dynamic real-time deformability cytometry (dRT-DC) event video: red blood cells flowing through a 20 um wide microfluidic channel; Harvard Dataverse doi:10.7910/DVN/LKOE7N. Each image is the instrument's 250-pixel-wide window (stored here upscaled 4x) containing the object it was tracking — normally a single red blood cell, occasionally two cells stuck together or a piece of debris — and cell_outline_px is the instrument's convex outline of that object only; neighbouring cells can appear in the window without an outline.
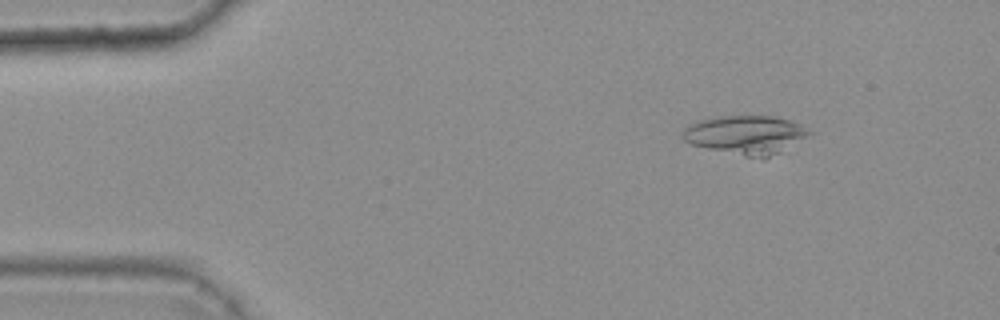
{"species": "common noctule bat (a hibernating species)", "species_latin": "Nyctalus noctula", "temperature_condition": "warm", "stored_images_in_passage": 48, "camera_frame_rate_fps": 3000, "um_per_image_px": 0.085, "animal": {"sex": "female", "body_mass_g": 25.1}, "frame": {"image": 1, "passage_image": 7, "time_ms": 2.0, "image_size_px": [1000, 320], "cell_outline_px": [[812, 132], [780, 152], [764, 160], [744, 156], [708, 148], [692, 144], [684, 140], [680, 136], [680, 132], [688, 124], [696, 120], [712, 116], [772, 116], [788, 120], [800, 124]], "centroid_in_image_um": [63.31, 11.45], "position_along_channel_um": 21.7, "area_um2": 28.61}}
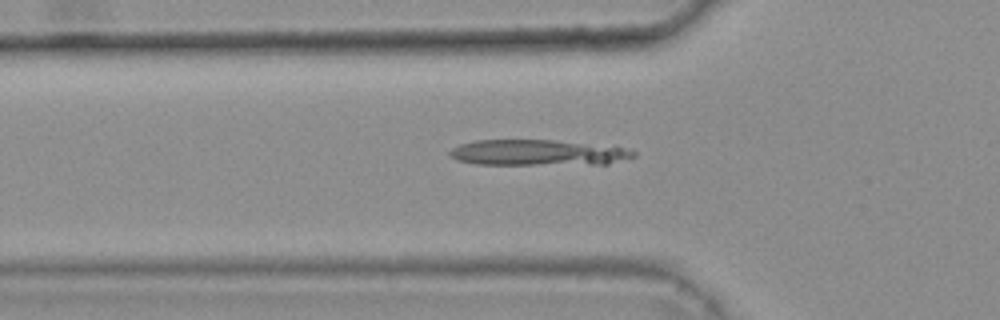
{"frame": {"image": 2, "passage_image": 18, "time_ms": 5.667, "image_size_px": [1000, 320], "cell_outline_px": [[636, 156], [608, 164], [476, 164], [456, 160], [448, 156], [448, 152], [452, 148], [460, 144], [476, 140], [552, 140], [620, 148], [636, 152]], "centroid_in_image_um": [45.6, 12.98], "position_along_channel_um": 80.2, "area_um2": 27.17}}
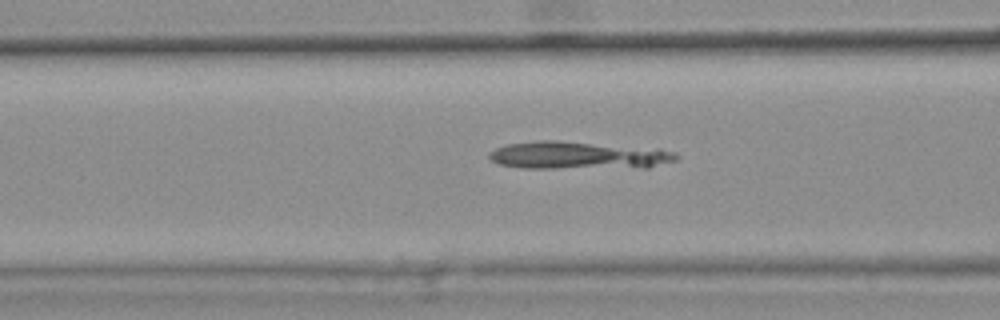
{"frame": {"image": 3, "passage_image": 21, "time_ms": 6.667, "image_size_px": [1000, 320], "cell_outline_px": [[680, 156], [676, 160], [648, 168], [524, 168], [496, 164], [488, 156], [488, 152], [496, 148], [508, 144], [536, 140], [560, 140], [660, 148], [676, 152]], "centroid_in_image_um": [49.21, 13.2], "position_along_channel_um": 117.4, "area_um2": 30.92}}